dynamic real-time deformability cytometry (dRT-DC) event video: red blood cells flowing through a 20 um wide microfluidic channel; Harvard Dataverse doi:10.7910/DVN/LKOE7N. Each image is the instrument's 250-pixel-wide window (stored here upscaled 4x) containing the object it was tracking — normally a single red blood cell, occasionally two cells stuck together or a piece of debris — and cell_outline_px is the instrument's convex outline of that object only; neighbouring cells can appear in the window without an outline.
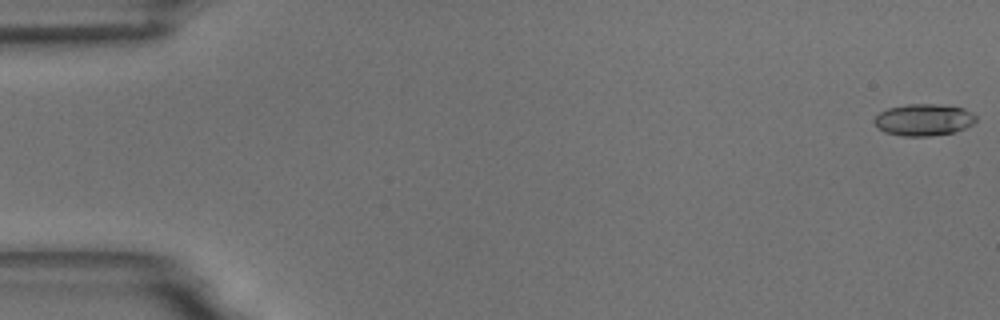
{"species": "common noctule bat (a hibernating species)", "species_latin": "Nyctalus noctula", "temperature_condition": "room temperature", "stored_images_in_passage": 56, "camera_frame_rate_fps": 3000, "um_per_image_px": 0.085, "animal": {"sex": "male", "body_mass_g": 18.8}, "frame": {"image": 1, "passage_image": 1, "time_ms": 0.0, "image_size_px": [1000, 320], "cell_outline_px": [[976, 120], [972, 124], [964, 128], [952, 132], [932, 136], [904, 136], [884, 132], [872, 120], [880, 112], [888, 108], [908, 104], [936, 104], [964, 108], [972, 112], [976, 116]], "centroid_in_image_um": [78.51, 10.18], "position_along_channel_um": 6.5, "area_um2": 18.73}}
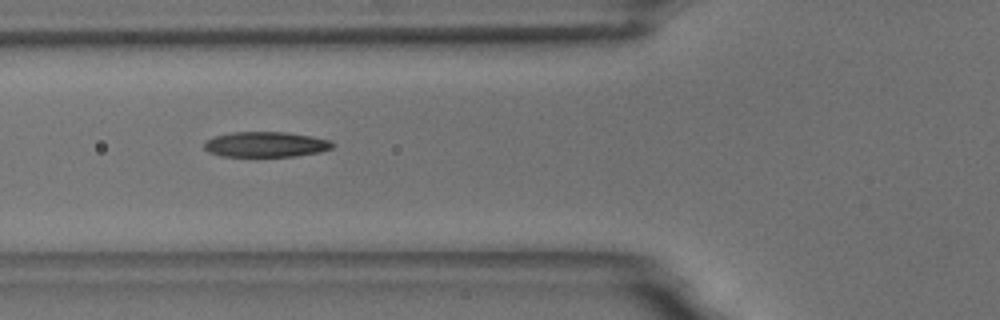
{"frame": {"image": 2, "passage_image": 21, "time_ms": 6.667, "image_size_px": [1000, 320], "cell_outline_px": [[336, 144], [332, 148], [320, 152], [296, 156], [220, 156], [208, 152], [204, 148], [204, 140], [216, 136], [232, 132], [288, 132], [312, 136], [332, 140]], "centroid_in_image_um": [22.62, 12.27], "position_along_channel_um": 103.2, "area_um2": 19.13}}
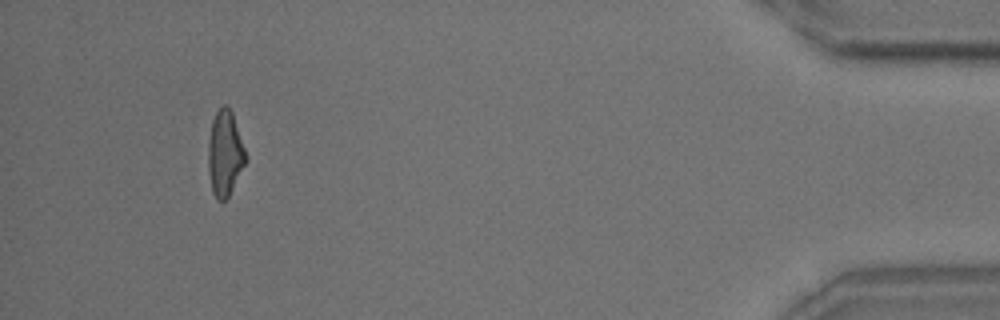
{"frame": {"image": 3, "passage_image": 52, "time_ms": 17.0, "image_size_px": [1000, 320], "cell_outline_px": [[248, 160], [228, 196], [224, 200], [216, 200], [212, 192], [208, 172], [208, 140], [212, 120], [216, 112], [224, 104], [232, 112], [248, 156]], "centroid_in_image_um": [19.12, 13.05], "position_along_channel_um": 416.1, "area_um2": 18.84}, "authors_computed_cell_mechanics": {"area_um2": 18.8428, "velocity_mm_per_s": 3.6845, "shape_relaxation_time_tau1_ms": 7.0216, "shape_relaxation_time_tau2_ms": 2.0389, "deformation_change_tau1": 0.2039, "deformation_change_tau2": 0.1045}}